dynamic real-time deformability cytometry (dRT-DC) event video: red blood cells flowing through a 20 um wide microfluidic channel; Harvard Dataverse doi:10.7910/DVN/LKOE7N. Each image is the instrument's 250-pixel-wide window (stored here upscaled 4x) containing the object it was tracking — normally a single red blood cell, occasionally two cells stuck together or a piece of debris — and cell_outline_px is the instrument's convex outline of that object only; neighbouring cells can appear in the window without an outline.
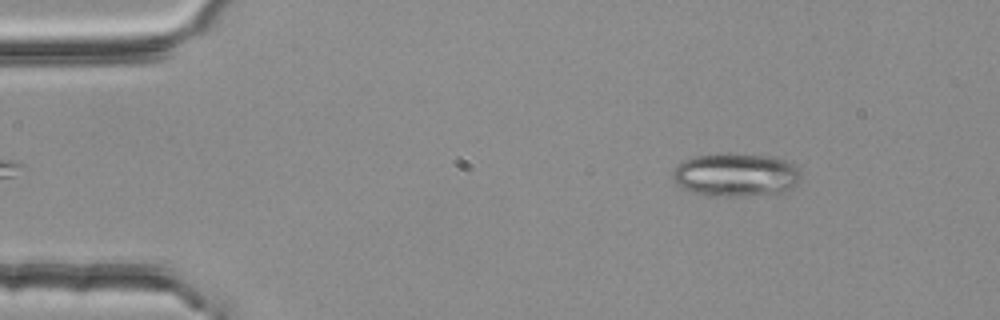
{"species": "common noctule bat (a hibernating species)", "species_latin": "Nyctalus noctula", "temperature_condition": "room temperature", "stored_images_in_passage": 52, "camera_frame_rate_fps": 3000, "um_per_image_px": 0.085, "animal": {"sex": "female", "body_mass_g": 25.1}, "frame": {"image": 1, "passage_image": 5, "time_ms": 1.333, "image_size_px": [1000, 320], "cell_outline_px": [[800, 180], [788, 192], [744, 196], [708, 196], [692, 192], [680, 188], [676, 184], [672, 176], [672, 172], [684, 160], [692, 156], [768, 156], [784, 160], [792, 164], [800, 172]], "centroid_in_image_um": [62.54, 14.93], "position_along_channel_um": 22.5, "area_um2": 31.73}}
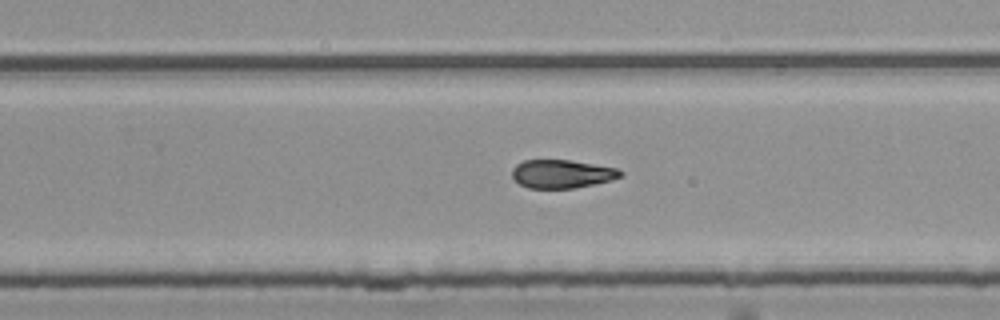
{"frame": {"image": 2, "passage_image": 32, "time_ms": 10.333, "image_size_px": [1000, 320], "cell_outline_px": [[624, 172], [620, 176], [612, 180], [576, 188], [528, 188], [512, 180], [512, 168], [516, 164], [524, 160], [568, 160], [616, 168]], "centroid_in_image_um": [47.71, 14.79], "position_along_channel_um": 282.1, "area_um2": 17.92}}
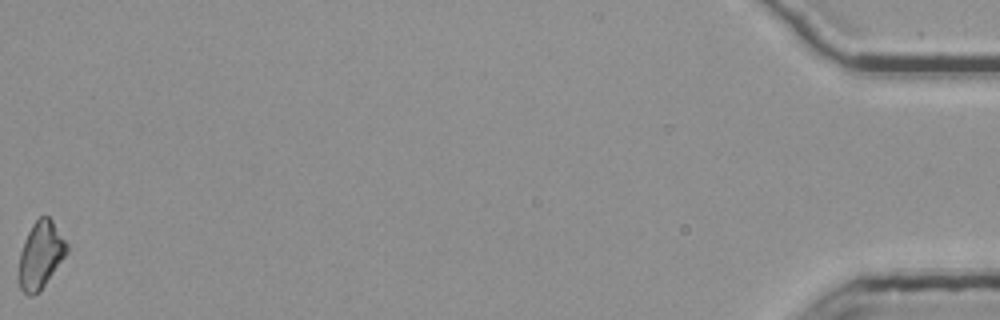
{"frame": {"image": 3, "passage_image": 52, "time_ms": 17.0, "image_size_px": [1000, 320], "cell_outline_px": [[68, 252], [40, 292], [32, 296], [28, 296], [20, 288], [16, 276], [20, 252], [24, 240], [32, 224], [40, 216], [48, 216], [52, 220], [68, 244]], "centroid_in_image_um": [3.42, 21.72], "position_along_channel_um": 431.8, "area_um2": 19.13}, "authors_computed_cell_mechanics": {"area_um2": 18.9006, "velocity_mm_per_s": 3.7881, "shape_relaxation_time_tau1_ms": null, "shape_relaxation_time_tau2_ms": 2.5145, "deformation_change_tau1": null, "deformation_change_tau2": 0.0927}}